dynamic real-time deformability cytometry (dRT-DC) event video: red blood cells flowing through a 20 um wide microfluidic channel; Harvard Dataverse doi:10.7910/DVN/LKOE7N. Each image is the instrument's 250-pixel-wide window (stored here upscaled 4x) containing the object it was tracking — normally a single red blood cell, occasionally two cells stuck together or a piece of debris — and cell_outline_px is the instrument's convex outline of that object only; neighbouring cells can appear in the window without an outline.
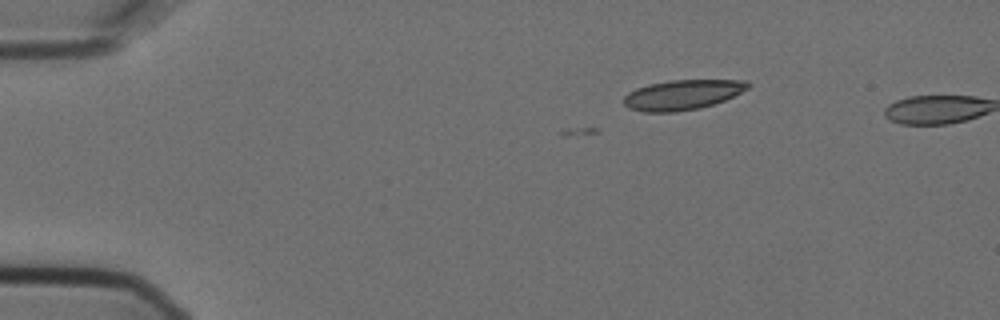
{"species": "Egyptian fruit bat (a non-hibernating species)", "species_latin": "Rousettus aegyptiacus", "temperature_condition": "cold", "stored_images_in_passage": 5, "camera_frame_rate_fps": 3000, "um_per_image_px": 0.085, "animal": {"sex": "female"}, "frame": {"image": 1, "passage_image": 2, "time_ms": 0.333, "image_size_px": [1000, 320], "cell_outline_px": [[752, 84], [748, 88], [724, 100], [700, 108], [676, 112], [644, 112], [628, 108], [624, 104], [624, 96], [628, 92], [636, 88], [648, 84], [672, 80], [748, 80]], "centroid_in_image_um": [57.99, 8.05], "position_along_channel_um": 27.0, "area_um2": 21.68}}
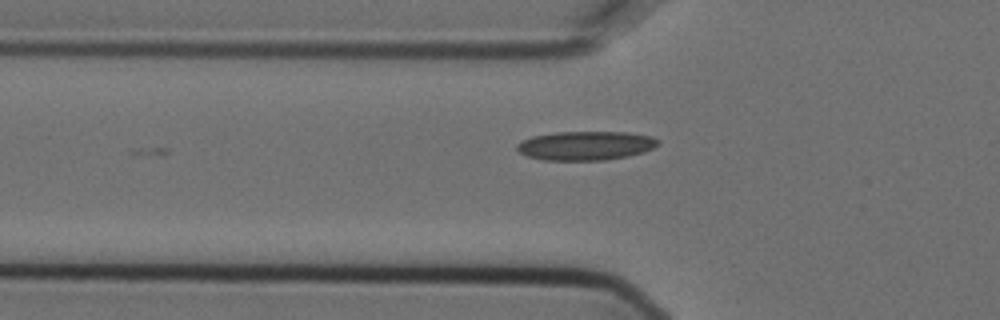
{"frame": {"image": 2, "passage_image": 5, "time_ms": 1.333, "image_size_px": [1000, 320], "cell_outline_px": [[660, 144], [644, 152], [628, 156], [604, 160], [544, 160], [528, 156], [520, 152], [516, 148], [516, 144], [532, 136], [556, 132], [628, 132], [652, 136], [660, 140]], "centroid_in_image_um": [49.82, 12.37], "position_along_channel_um": 76.0, "area_um2": 23.87}}